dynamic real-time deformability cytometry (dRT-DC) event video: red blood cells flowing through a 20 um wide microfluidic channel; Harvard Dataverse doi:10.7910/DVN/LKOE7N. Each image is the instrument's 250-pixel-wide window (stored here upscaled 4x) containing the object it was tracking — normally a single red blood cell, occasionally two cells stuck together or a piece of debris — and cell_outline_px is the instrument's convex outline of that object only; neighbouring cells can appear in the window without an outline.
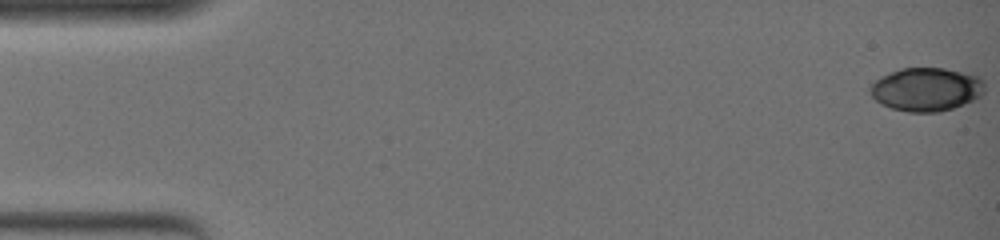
{"species": "common noctule bat (a hibernating species)", "species_latin": "Nyctalus noctula", "temperature_condition": "warm", "stored_images_in_passage": 52, "camera_frame_rate_fps": 3000, "um_per_image_px": 0.085, "animal": {"sex": "female", "body_mass_g": 19.0, "forearm_length_mm": 51.5}, "frame": {"image": 1, "passage_image": 1, "time_ms": 0.0, "image_size_px": [1000, 240], "cell_outline_px": [[984, 92], [976, 100], [952, 108], [936, 112], [908, 112], [892, 108], [880, 104], [872, 96], [868, 88], [880, 76], [900, 68], [944, 68], [972, 72], [980, 76], [984, 80]], "centroid_in_image_um": [78.78, 7.58], "position_along_channel_um": 6.2, "area_um2": 29.48}}
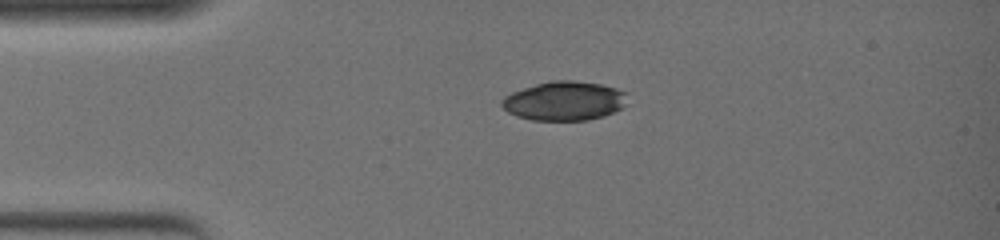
{"frame": {"image": 2, "passage_image": 13, "time_ms": 4.0, "image_size_px": [1000, 240], "cell_outline_px": [[628, 104], [624, 108], [604, 116], [588, 120], [532, 120], [516, 116], [508, 112], [500, 104], [500, 100], [504, 96], [512, 92], [536, 84], [552, 80], [572, 80], [600, 84], [616, 88], [628, 92]], "centroid_in_image_um": [48.02, 8.58], "position_along_channel_um": 37.0, "area_um2": 29.02}}